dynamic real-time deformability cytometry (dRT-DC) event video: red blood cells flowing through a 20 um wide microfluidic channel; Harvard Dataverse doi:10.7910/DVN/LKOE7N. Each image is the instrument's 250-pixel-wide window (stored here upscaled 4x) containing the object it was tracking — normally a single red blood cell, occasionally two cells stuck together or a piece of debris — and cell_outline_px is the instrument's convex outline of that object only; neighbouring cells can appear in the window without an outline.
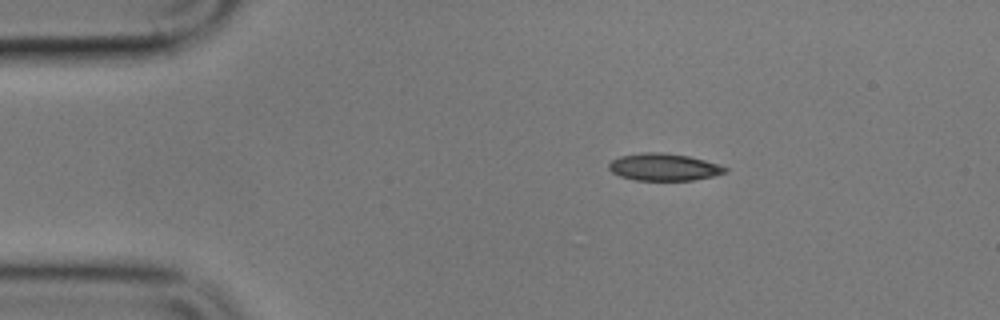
{"species": "common noctule bat (a hibernating species)", "species_latin": "Nyctalus noctula", "temperature_condition": "cold", "stored_images_in_passage": 3, "camera_frame_rate_fps": 3000, "um_per_image_px": 0.085, "animal": {"sex": "male", "body_mass_g": 17.9}, "frame": {"image": 1, "passage_image": 1, "time_ms": 0.0, "image_size_px": [1000, 320], "cell_outline_px": [[728, 172], [712, 176], [692, 180], [636, 180], [620, 176], [612, 172], [608, 168], [608, 164], [612, 160], [620, 156], [640, 152], [664, 152], [688, 156], [720, 164], [728, 168]], "centroid_in_image_um": [56.43, 14.19], "position_along_channel_um": 28.6, "area_um2": 18.5}}